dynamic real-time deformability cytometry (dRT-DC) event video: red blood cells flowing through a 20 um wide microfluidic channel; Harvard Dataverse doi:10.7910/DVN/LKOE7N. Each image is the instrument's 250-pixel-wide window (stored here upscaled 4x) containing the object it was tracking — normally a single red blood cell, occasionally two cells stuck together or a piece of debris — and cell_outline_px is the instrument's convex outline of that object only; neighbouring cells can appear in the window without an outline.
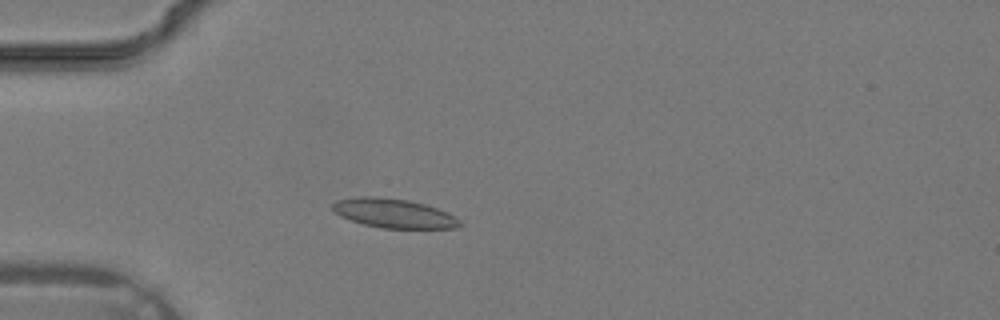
{"species": "common noctule bat (a hibernating species)", "species_latin": "Nyctalus noctula", "temperature_condition": "warm", "stored_images_in_passage": 33, "camera_frame_rate_fps": 3000, "um_per_image_px": 0.085, "animal": {"sex": "male", "body_mass_g": 19.2, "forearm_length_mm": 51.8}, "frame": {"image": 1, "passage_image": 8, "time_ms": 2.333, "image_size_px": [1000, 320], "cell_outline_px": [[464, 224], [456, 228], [384, 228], [364, 224], [340, 216], [332, 208], [332, 204], [336, 200], [360, 196], [376, 196], [408, 200], [424, 204], [436, 208], [460, 220]], "centroid_in_image_um": [33.45, 18.12], "position_along_channel_um": 51.5, "area_um2": 21.39}}
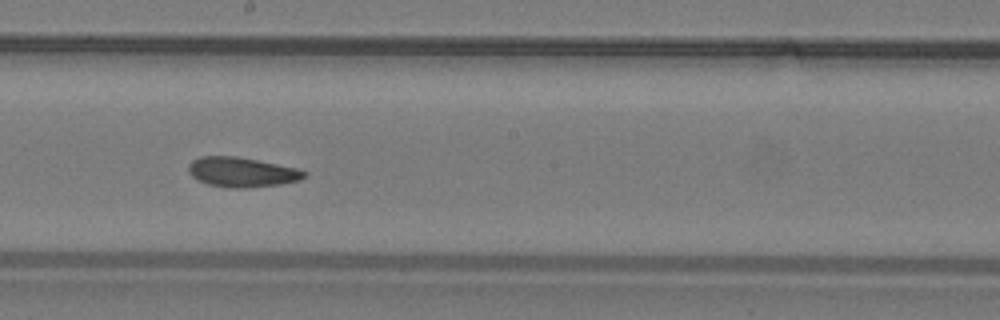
{"frame": {"image": 2, "passage_image": 18, "time_ms": 5.667, "image_size_px": [1000, 320], "cell_outline_px": [[308, 172], [300, 180], [280, 184], [244, 188], [232, 188], [208, 184], [192, 176], [188, 172], [188, 164], [192, 160], [200, 156], [236, 156], [296, 168]], "centroid_in_image_um": [20.53, 14.62], "position_along_channel_um": 227.7, "area_um2": 19.88}}
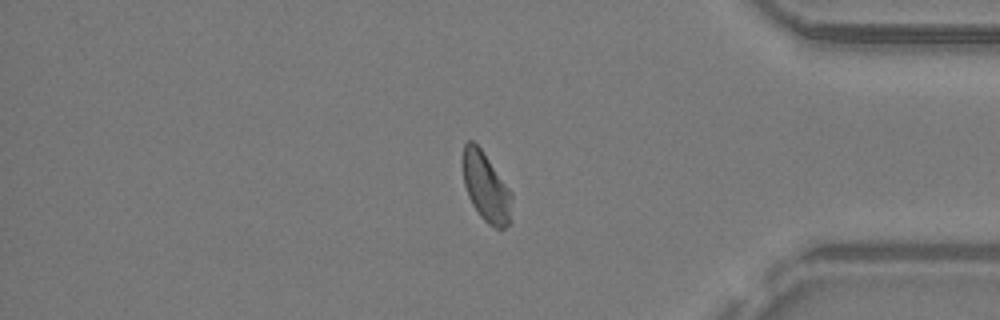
{"frame": {"image": 3, "passage_image": 28, "time_ms": 9.0, "image_size_px": [1000, 320], "cell_outline_px": [[512, 220], [504, 228], [496, 228], [488, 224], [480, 216], [472, 204], [468, 196], [464, 184], [460, 160], [464, 144], [468, 140], [472, 140], [480, 148], [512, 192]], "centroid_in_image_um": [41.29, 15.9], "position_along_channel_um": 393.9, "area_um2": 20.11}}